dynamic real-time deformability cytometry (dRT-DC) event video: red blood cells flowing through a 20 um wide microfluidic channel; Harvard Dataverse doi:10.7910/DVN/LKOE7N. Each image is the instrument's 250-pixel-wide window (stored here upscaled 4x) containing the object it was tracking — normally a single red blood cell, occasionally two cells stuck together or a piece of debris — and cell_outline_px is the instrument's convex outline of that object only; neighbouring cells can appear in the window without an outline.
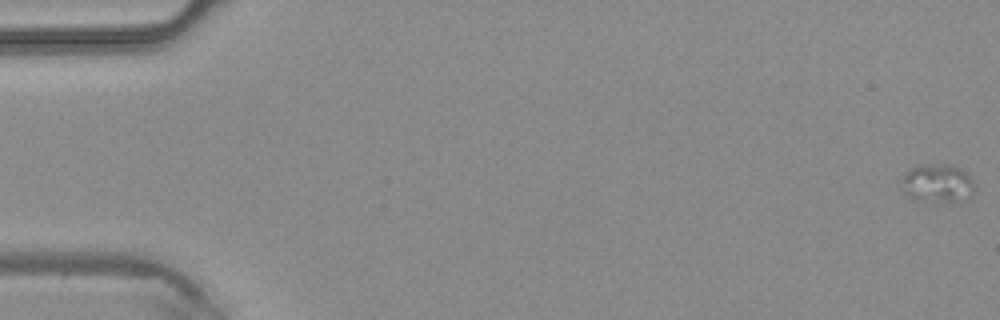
{"species": "common noctule bat (a hibernating species)", "species_latin": "Nyctalus noctula", "temperature_condition": "warm", "stored_images_in_passage": 24, "camera_frame_rate_fps": 3000, "um_per_image_px": 0.085, "animal": {"sex": "male", "body_mass_g": 20.4}, "frame": {"image": 1, "passage_image": 1, "time_ms": 0.0, "image_size_px": [1000, 320], "cell_outline_px": [[976, 184], [968, 196], [960, 204], [912, 200], [904, 192], [900, 180], [904, 172], [912, 168], [936, 164], [948, 164], [960, 168], [968, 172]], "centroid_in_image_um": [79.7, 15.62], "position_along_channel_um": 5.3, "area_um2": 16.88}}
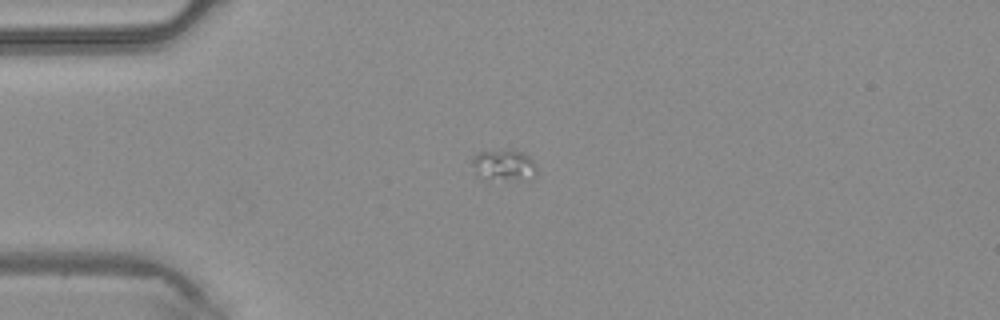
{"frame": {"image": 2, "passage_image": 12, "time_ms": 3.667, "image_size_px": [1000, 320], "cell_outline_px": [[536, 176], [532, 180], [488, 180], [476, 172], [472, 164], [472, 156], [480, 152], [508, 148], [512, 148], [528, 156], [532, 160], [536, 168]], "centroid_in_image_um": [42.86, 14.04], "position_along_channel_um": 42.1, "area_um2": 12.08}}